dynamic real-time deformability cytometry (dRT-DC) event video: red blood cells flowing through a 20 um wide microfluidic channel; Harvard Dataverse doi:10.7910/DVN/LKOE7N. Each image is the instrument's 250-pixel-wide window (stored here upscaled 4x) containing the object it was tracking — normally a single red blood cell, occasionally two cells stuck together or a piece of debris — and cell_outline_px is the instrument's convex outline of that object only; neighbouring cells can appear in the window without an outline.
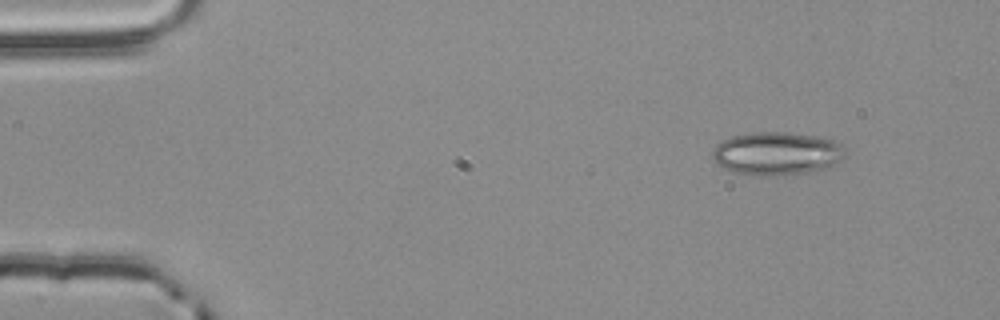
{"species": "common noctule bat (a hibernating species)", "species_latin": "Nyctalus noctula", "temperature_condition": "room temperature", "stored_images_in_passage": 4, "camera_frame_rate_fps": 3000, "um_per_image_px": 0.085, "animal": {"sex": "male", "body_mass_g": 20.4}, "frame": {"image": 1, "passage_image": 1, "time_ms": 0.0, "image_size_px": [1000, 320], "cell_outline_px": [[844, 160], [828, 168], [804, 172], [776, 176], [764, 176], [732, 172], [716, 164], [712, 160], [712, 152], [716, 144], [732, 136], [752, 132], [788, 132], [824, 136], [840, 144], [844, 148]], "centroid_in_image_um": [66.03, 13.04], "position_along_channel_um": 19.0, "area_um2": 33.81}}